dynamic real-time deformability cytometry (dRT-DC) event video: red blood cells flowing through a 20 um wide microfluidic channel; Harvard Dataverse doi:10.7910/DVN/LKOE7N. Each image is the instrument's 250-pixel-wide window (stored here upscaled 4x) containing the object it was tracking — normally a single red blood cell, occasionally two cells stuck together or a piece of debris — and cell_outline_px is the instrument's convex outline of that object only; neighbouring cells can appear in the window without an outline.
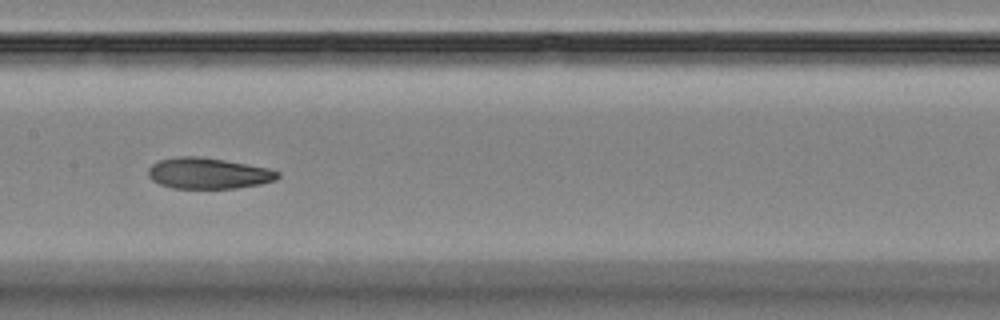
{"species": "Egyptian fruit bat (a non-hibernating species)", "species_latin": "Rousettus aegyptiacus", "temperature_condition": "room temperature", "stored_images_in_passage": 9, "camera_frame_rate_fps": 3000, "um_per_image_px": 0.085, "animal": {"sex": "female"}, "frame": {"image": 1, "passage_image": 7, "time_ms": 8.667, "image_size_px": [1000, 320], "cell_outline_px": [[280, 176], [276, 180], [260, 184], [236, 188], [172, 188], [160, 184], [152, 180], [148, 176], [148, 168], [152, 164], [160, 160], [176, 156], [200, 156], [224, 160], [268, 168], [280, 172]], "centroid_in_image_um": [17.69, 14.73], "position_along_channel_um": 189.7, "area_um2": 23.41}}
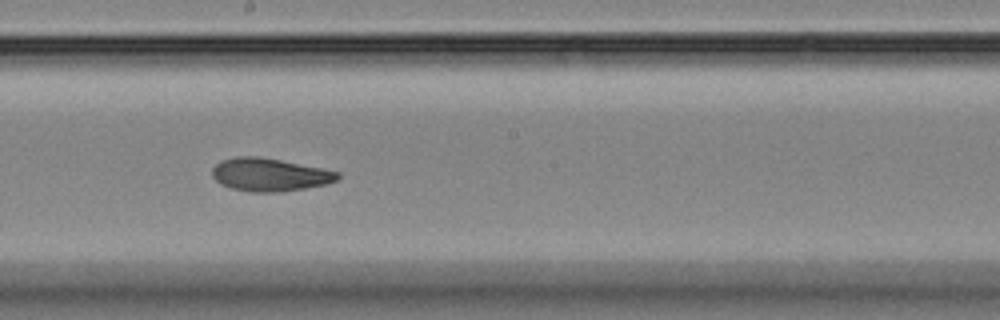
{"frame": {"image": 2, "passage_image": 8, "time_ms": 9.667, "image_size_px": [1000, 320], "cell_outline_px": [[340, 176], [336, 180], [324, 184], [304, 188], [280, 192], [252, 192], [232, 188], [220, 184], [212, 176], [212, 168], [220, 160], [236, 156], [256, 156], [280, 160], [340, 172]], "centroid_in_image_um": [22.87, 14.84], "position_along_channel_um": 225.3, "area_um2": 23.93}}
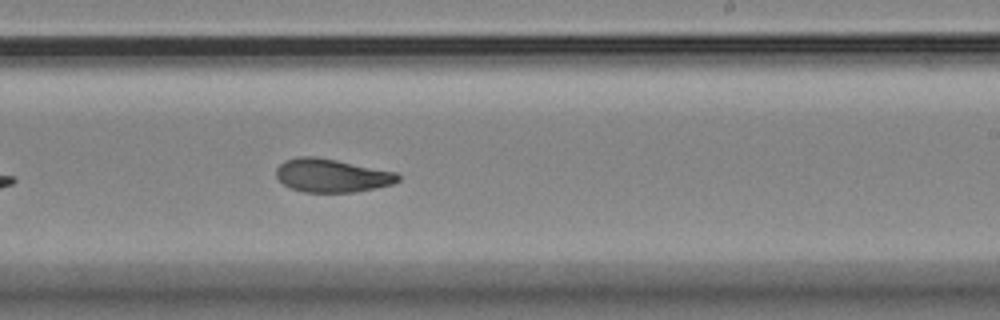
{"frame": {"image": 3, "passage_image": 9, "time_ms": 10.667, "image_size_px": [1000, 320], "cell_outline_px": [[400, 180], [392, 184], [376, 188], [356, 192], [304, 192], [292, 188], [284, 184], [276, 176], [276, 168], [284, 160], [300, 156], [312, 156], [336, 160], [396, 172], [400, 176]], "centroid_in_image_um": [28.2, 14.92], "position_along_channel_um": 260.8, "area_um2": 23.58}}